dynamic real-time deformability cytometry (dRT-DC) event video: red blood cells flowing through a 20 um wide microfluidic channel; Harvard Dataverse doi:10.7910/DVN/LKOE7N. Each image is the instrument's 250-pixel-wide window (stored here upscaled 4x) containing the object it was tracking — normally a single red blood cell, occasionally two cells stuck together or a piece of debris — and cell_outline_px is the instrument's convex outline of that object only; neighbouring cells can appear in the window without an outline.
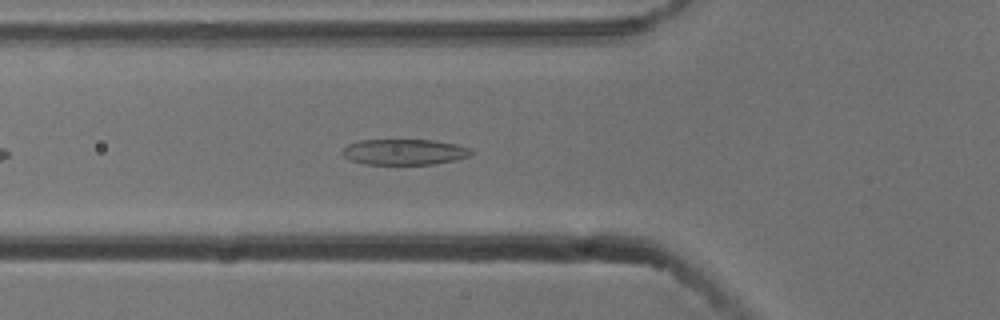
{"species": "common noctule bat (a hibernating species)", "species_latin": "Nyctalus noctula", "temperature_condition": "cold", "stored_images_in_passage": 28, "camera_frame_rate_fps": 3000, "um_per_image_px": 0.085, "animal": {"sex": "male", "body_mass_g": 13.3}, "frame": {"image": 1, "passage_image": 7, "time_ms": 2.0, "image_size_px": [1000, 320], "cell_outline_px": [[472, 152], [468, 156], [452, 160], [432, 164], [364, 164], [348, 160], [340, 152], [348, 144], [360, 140], [432, 140], [456, 144], [468, 148]], "centroid_in_image_um": [34.28, 12.91], "position_along_channel_um": 91.5, "area_um2": 19.13}}
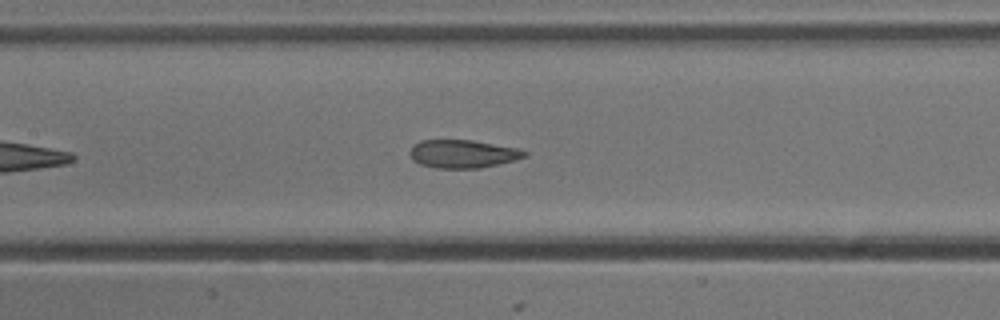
{"frame": {"image": 2, "passage_image": 13, "time_ms": 4.0, "image_size_px": [1000, 320], "cell_outline_px": [[528, 156], [480, 168], [436, 168], [420, 164], [412, 160], [408, 152], [412, 144], [420, 140], [472, 140], [520, 148], [528, 152]], "centroid_in_image_um": [39.3, 13.06], "position_along_channel_um": 168.1, "area_um2": 18.96}}
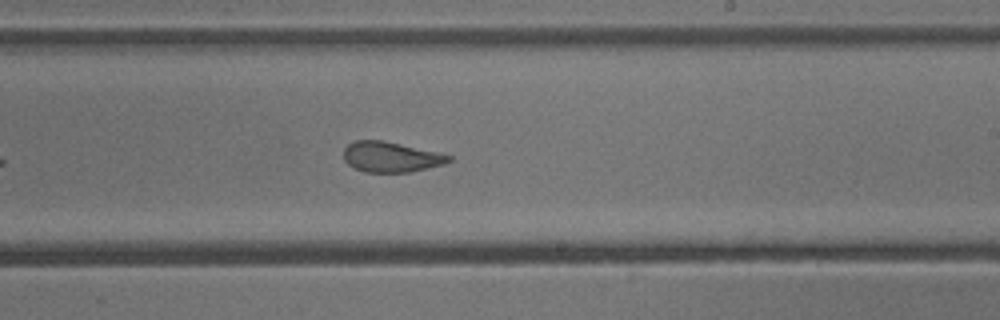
{"frame": {"image": 3, "passage_image": 20, "time_ms": 6.333, "image_size_px": [1000, 320], "cell_outline_px": [[452, 160], [444, 164], [408, 172], [364, 172], [348, 164], [344, 160], [344, 148], [348, 144], [356, 140], [384, 140], [436, 152], [452, 156]], "centroid_in_image_um": [33.2, 13.33], "position_along_channel_um": 255.8, "area_um2": 18.44}}